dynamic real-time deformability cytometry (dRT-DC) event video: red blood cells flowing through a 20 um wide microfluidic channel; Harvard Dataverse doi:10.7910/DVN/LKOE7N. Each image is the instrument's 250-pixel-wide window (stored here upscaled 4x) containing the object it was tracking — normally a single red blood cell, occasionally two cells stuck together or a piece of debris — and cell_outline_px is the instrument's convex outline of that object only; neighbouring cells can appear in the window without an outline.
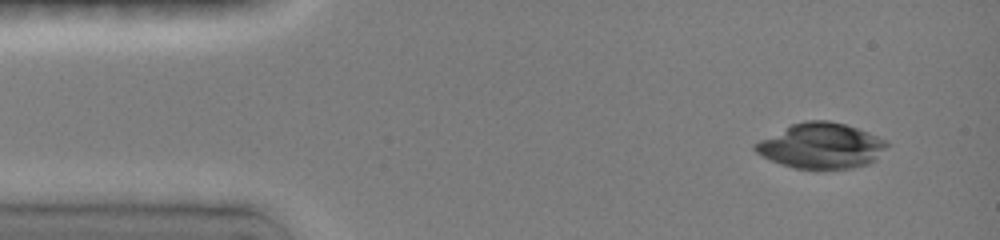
{"species": "common noctule bat (a hibernating species)", "species_latin": "Nyctalus noctula", "temperature_condition": "room temperature", "stored_images_in_passage": 5, "camera_frame_rate_fps": 3000, "um_per_image_px": 0.085, "animal": {"sex": "female", "body_mass_g": 19.0, "forearm_length_mm": 51.5}, "frame": {"image": 1, "passage_image": 2, "time_ms": 0.667, "image_size_px": [1000, 240], "cell_outline_px": [[888, 144], [876, 160], [868, 164], [852, 168], [792, 168], [780, 164], [756, 152], [752, 148], [752, 144], [792, 124], [804, 120], [828, 120], [844, 124], [868, 132], [888, 140]], "centroid_in_image_um": [69.81, 12.39], "position_along_channel_um": 15.2, "area_um2": 34.62}}
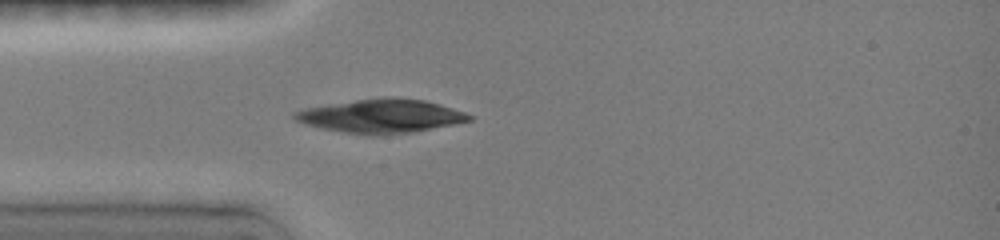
{"frame": {"image": 2, "passage_image": 5, "time_ms": 3.667, "image_size_px": [1000, 240], "cell_outline_px": [[476, 116], [472, 120], [412, 132], [376, 136], [372, 136], [344, 132], [320, 128], [304, 124], [292, 120], [292, 112], [304, 108], [328, 104], [356, 100], [392, 96], [424, 100], [440, 104]], "centroid_in_image_um": [32.35, 9.86], "position_along_channel_um": 52.6, "area_um2": 34.51}}